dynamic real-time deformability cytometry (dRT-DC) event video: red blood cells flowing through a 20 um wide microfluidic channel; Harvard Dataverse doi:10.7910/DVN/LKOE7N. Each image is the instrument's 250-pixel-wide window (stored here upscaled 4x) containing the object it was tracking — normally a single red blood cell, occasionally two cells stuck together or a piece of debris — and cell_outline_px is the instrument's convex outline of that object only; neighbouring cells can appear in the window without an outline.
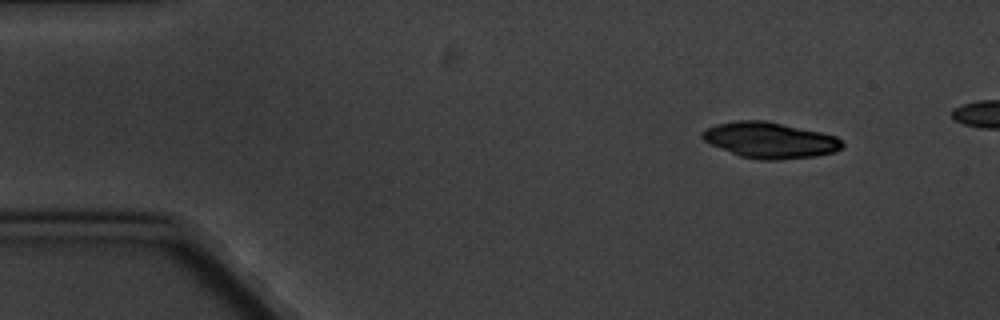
{"species": "common noctule bat (a hibernating species)", "species_latin": "Nyctalus noctula", "temperature_condition": "cold", "stored_images_in_passage": 5, "camera_frame_rate_fps": 3000, "um_per_image_px": 0.085, "animal": {"sex": "male", "body_mass_g": 20.1, "forearm_length_mm": 53.5}, "frame": {"image": 1, "passage_image": 1, "time_ms": 0.0, "image_size_px": [1000, 320], "cell_outline_px": [[844, 148], [836, 152], [816, 156], [780, 160], [760, 160], [740, 156], [712, 144], [704, 140], [700, 136], [700, 132], [716, 124], [736, 120], [764, 120], [820, 132], [836, 136], [844, 144]], "centroid_in_image_um": [65.47, 11.92], "position_along_channel_um": 19.5, "area_um2": 29.25}}